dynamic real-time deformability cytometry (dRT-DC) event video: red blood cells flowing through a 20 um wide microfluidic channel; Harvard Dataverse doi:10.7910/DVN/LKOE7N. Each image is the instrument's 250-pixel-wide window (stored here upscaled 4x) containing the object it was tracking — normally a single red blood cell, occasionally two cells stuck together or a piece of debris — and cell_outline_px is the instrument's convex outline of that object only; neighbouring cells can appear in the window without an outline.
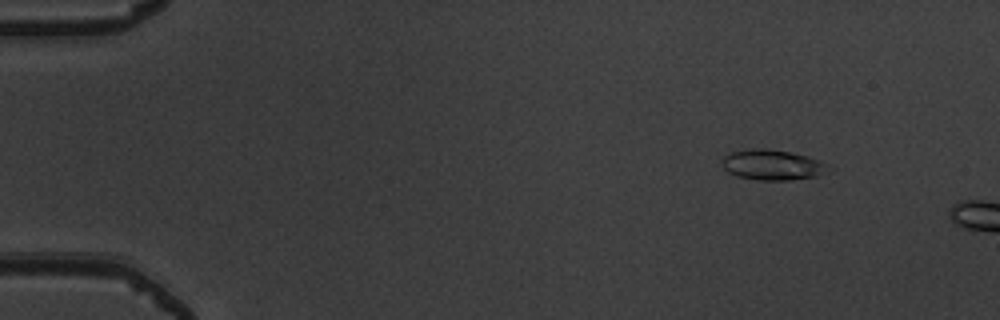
{"species": "common noctule bat (a hibernating species)", "species_latin": "Nyctalus noctula", "temperature_condition": "warm", "stored_images_in_passage": 5, "camera_frame_rate_fps": 3000, "um_per_image_px": 0.085, "animal": {"sex": "male", "body_mass_g": 19.5, "forearm_length_mm": 54.6}, "frame": {"image": 1, "passage_image": 1, "time_ms": 0.0, "image_size_px": [1000, 320], "cell_outline_px": [[828, 164], [816, 176], [788, 180], [756, 180], [736, 176], [728, 172], [724, 168], [724, 156], [732, 152], [744, 148], [768, 148], [808, 156], [820, 160]], "centroid_in_image_um": [65.57, 14.0], "position_along_channel_um": 19.4, "area_um2": 18.5}}